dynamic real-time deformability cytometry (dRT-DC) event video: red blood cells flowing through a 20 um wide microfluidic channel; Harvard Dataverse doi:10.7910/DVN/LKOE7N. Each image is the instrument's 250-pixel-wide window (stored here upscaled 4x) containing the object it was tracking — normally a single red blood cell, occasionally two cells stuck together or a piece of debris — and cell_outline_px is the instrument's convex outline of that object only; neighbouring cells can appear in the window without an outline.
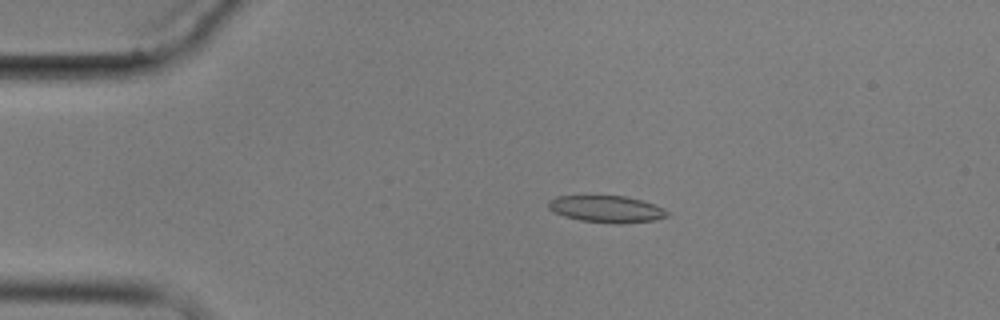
{"species": "common noctule bat (a hibernating species)", "species_latin": "Nyctalus noctula", "temperature_condition": "cold", "stored_images_in_passage": 2, "camera_frame_rate_fps": 3000, "um_per_image_px": 0.085, "animal": {"sex": "male", "body_mass_g": 17.9}, "frame": {"image": 1, "passage_image": 1, "time_ms": 0.0, "image_size_px": [1000, 320], "cell_outline_px": [[672, 212], [668, 216], [652, 220], [620, 224], [612, 224], [580, 220], [564, 216], [548, 208], [548, 200], [556, 196], [624, 196], [640, 200], [664, 208]], "centroid_in_image_um": [51.57, 17.77], "position_along_channel_um": 33.4, "area_um2": 18.55}}